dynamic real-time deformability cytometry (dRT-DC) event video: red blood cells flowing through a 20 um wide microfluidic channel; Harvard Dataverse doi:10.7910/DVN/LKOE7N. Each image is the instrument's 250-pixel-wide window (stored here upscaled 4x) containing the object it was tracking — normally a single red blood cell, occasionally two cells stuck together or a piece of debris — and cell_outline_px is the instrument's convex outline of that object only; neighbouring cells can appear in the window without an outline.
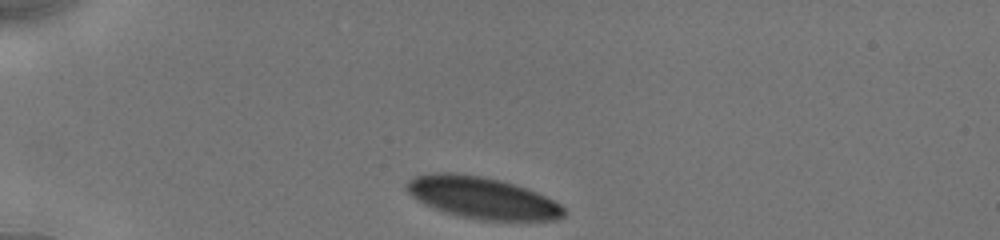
{"species": "human", "species_latin": "Homo sapiens", "temperature_condition": "cold", "stored_images_in_passage": 12, "camera_frame_rate_fps": 3000, "um_per_image_px": 0.085, "donor": {"sex": "male"}, "frame": {"image": 1, "passage_image": 1, "time_ms": 0.0, "image_size_px": [1000, 240], "cell_outline_px": [[568, 212], [564, 216], [556, 220], [480, 220], [444, 212], [424, 204], [412, 196], [408, 192], [404, 184], [408, 180], [416, 176], [432, 172], [452, 172], [480, 176], [500, 180], [516, 184], [536, 192], [560, 204]], "centroid_in_image_um": [40.98, 16.81], "position_along_channel_um": 44.0, "area_um2": 38.21}}
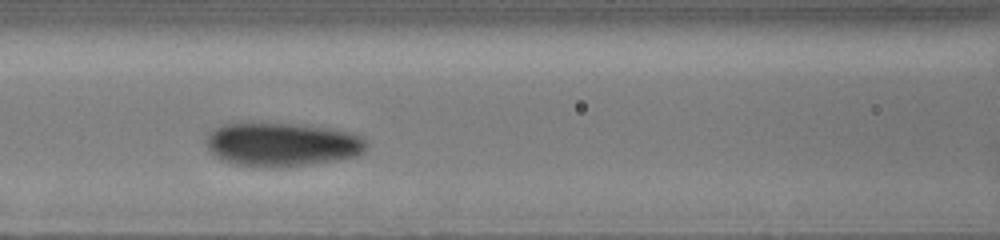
{"frame": {"image": 2, "passage_image": 8, "time_ms": 3.667, "image_size_px": [1000, 240], "cell_outline_px": [[368, 144], [364, 152], [360, 156], [308, 164], [276, 168], [264, 168], [232, 164], [220, 160], [208, 148], [208, 132], [212, 128], [220, 124], [240, 120], [252, 120], [308, 124], [356, 132]], "centroid_in_image_um": [23.94, 12.22], "position_along_channel_um": 142.7, "area_um2": 42.77}}
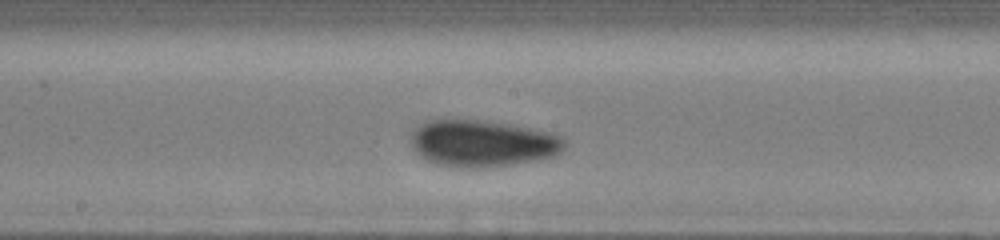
{"frame": {"image": 3, "passage_image": 11, "time_ms": 5.333, "image_size_px": [1000, 240], "cell_outline_px": [[564, 148], [556, 156], [512, 164], [484, 168], [460, 168], [436, 164], [420, 156], [412, 148], [412, 132], [420, 124], [428, 120], [476, 120], [508, 124], [532, 128], [548, 132], [560, 136], [564, 140]], "centroid_in_image_um": [40.99, 12.2], "position_along_channel_um": 207.2, "area_um2": 41.67}}